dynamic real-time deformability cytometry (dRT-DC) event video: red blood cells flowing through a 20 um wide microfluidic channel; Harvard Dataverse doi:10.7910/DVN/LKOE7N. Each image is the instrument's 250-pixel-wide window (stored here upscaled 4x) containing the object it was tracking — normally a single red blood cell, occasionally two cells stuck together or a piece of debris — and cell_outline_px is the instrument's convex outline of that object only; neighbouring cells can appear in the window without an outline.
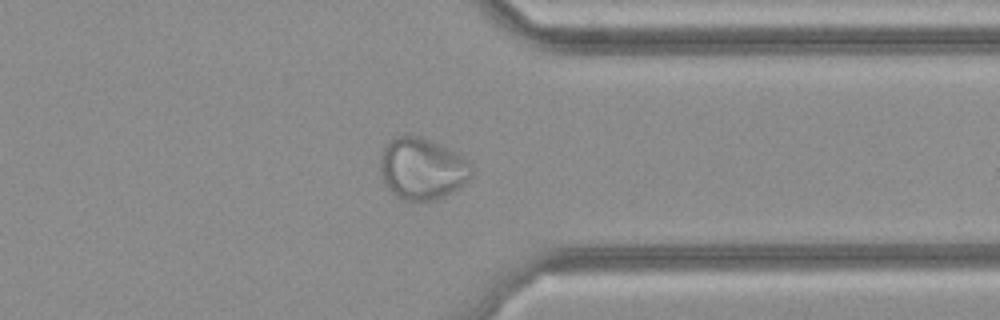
{"species": "common noctule bat (a hibernating species)", "species_latin": "Nyctalus noctula", "temperature_condition": "cold", "stored_images_in_passage": 25, "camera_frame_rate_fps": 3000, "um_per_image_px": 0.085, "animal": {"sex": "female", "body_mass_g": 21.9}, "frame": {"image": 1, "passage_image": 17, "time_ms": 5.333, "image_size_px": [1000, 320], "cell_outline_px": [[472, 176], [460, 188], [444, 196], [432, 200], [404, 200], [392, 192], [384, 184], [380, 176], [380, 156], [388, 140], [392, 136], [420, 136], [448, 148], [468, 160], [472, 168]], "centroid_in_image_um": [35.86, 14.33], "position_along_channel_um": 375.5, "area_um2": 32.89}}